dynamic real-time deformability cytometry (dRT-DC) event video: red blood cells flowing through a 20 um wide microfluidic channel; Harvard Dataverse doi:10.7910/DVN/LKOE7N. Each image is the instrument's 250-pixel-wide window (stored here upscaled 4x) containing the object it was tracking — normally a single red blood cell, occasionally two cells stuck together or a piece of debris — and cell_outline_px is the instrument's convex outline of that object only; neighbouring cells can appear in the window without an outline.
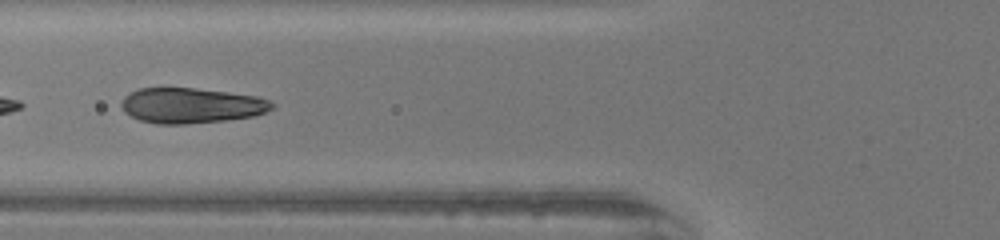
{"species": "human", "species_latin": "Homo sapiens", "temperature_condition": "warm", "stored_images_in_passage": 38, "segment_of_instrument_passage": [2, 2], "camera_frame_rate_fps": 3000, "um_per_image_px": 0.085, "donor": {"sex": "female"}, "frame": {"image": 1, "passage_image": 9, "time_ms": 2.667, "image_size_px": [1000, 240], "cell_outline_px": [[276, 104], [272, 108], [264, 112], [252, 116], [224, 120], [184, 124], [156, 124], [140, 120], [124, 112], [120, 104], [124, 96], [140, 88], [196, 88], [228, 92], [256, 96], [268, 100]], "centroid_in_image_um": [16.23, 8.96], "position_along_channel_um": 109.6, "area_um2": 30.81}}
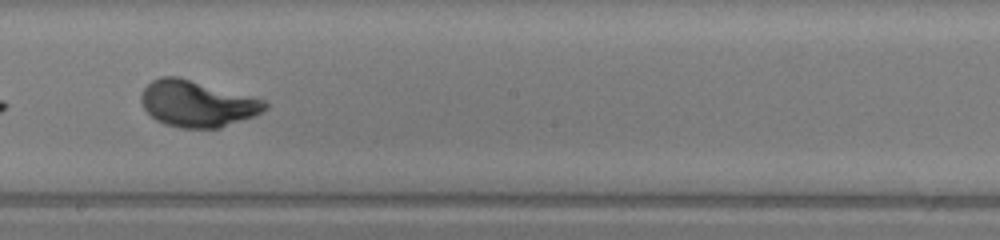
{"frame": {"image": 2, "passage_image": 18, "time_ms": 5.667, "image_size_px": [1000, 240], "cell_outline_px": [[268, 108], [252, 116], [220, 128], [180, 128], [164, 124], [156, 120], [144, 108], [140, 100], [140, 96], [144, 88], [152, 80], [160, 76], [176, 76], [264, 100], [268, 104]], "centroid_in_image_um": [16.71, 8.82], "position_along_channel_um": 231.5, "area_um2": 32.95}}
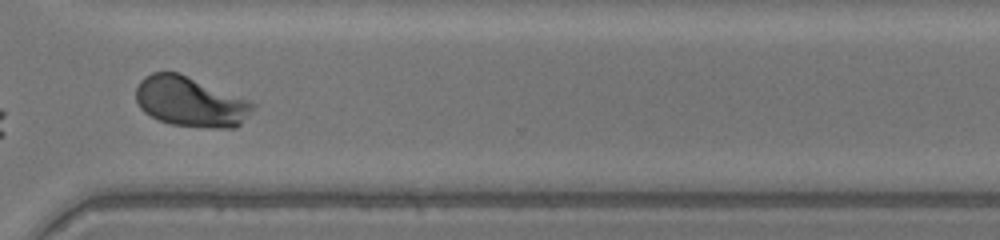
{"frame": {"image": 3, "passage_image": 27, "time_ms": 8.667, "image_size_px": [1000, 240], "cell_outline_px": [[256, 108], [236, 128], [212, 128], [172, 124], [160, 120], [144, 112], [140, 108], [136, 100], [136, 88], [140, 80], [144, 76], [152, 72], [180, 72], [252, 100], [256, 104]], "centroid_in_image_um": [16.24, 8.63], "position_along_channel_um": 354.4, "area_um2": 34.62}}